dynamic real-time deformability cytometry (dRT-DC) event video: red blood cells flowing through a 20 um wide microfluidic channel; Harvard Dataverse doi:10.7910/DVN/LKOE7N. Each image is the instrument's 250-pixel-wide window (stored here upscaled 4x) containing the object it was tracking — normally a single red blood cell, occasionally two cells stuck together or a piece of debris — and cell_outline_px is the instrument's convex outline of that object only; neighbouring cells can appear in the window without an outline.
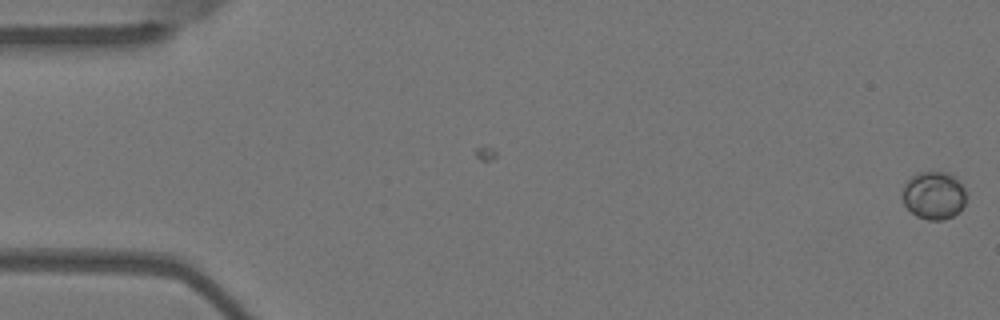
{"species": "Egyptian fruit bat (a non-hibernating species)", "species_latin": "Rousettus aegyptiacus", "temperature_condition": "warm", "stored_images_in_passage": 2, "camera_frame_rate_fps": 3000, "um_per_image_px": 0.085, "animal": {"sex": "female"}, "frame": {"image": 1, "passage_image": 2, "time_ms": 0.333, "image_size_px": [1000, 320], "cell_outline_px": [[968, 192], [964, 204], [952, 216], [944, 220], [928, 220], [916, 216], [904, 204], [904, 184], [916, 172], [948, 172], [956, 176], [960, 180]], "centroid_in_image_um": [79.42, 16.58], "position_along_channel_um": 5.6, "area_um2": 17.92}}